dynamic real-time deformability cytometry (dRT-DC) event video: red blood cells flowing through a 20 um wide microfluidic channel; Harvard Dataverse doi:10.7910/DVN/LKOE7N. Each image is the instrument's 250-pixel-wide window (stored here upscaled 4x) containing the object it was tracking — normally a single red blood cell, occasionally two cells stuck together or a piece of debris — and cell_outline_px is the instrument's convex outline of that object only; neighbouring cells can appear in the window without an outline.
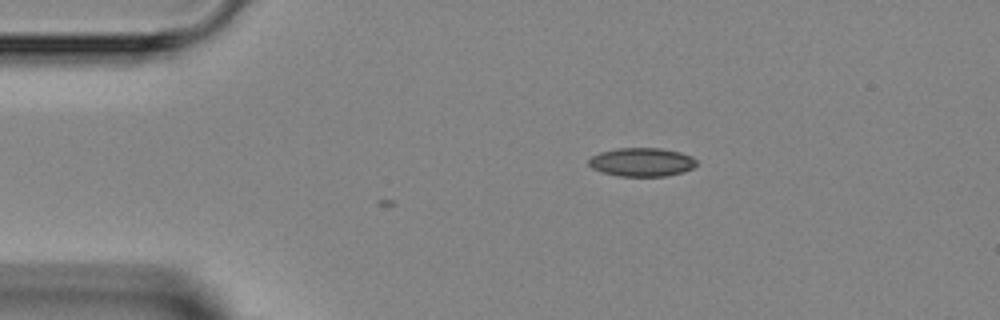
{"species": "Egyptian fruit bat (a non-hibernating species)", "species_latin": "Rousettus aegyptiacus", "temperature_condition": "room temperature", "stored_images_in_passage": 3, "camera_frame_rate_fps": 3000, "um_per_image_px": 0.085, "animal": {"sex": "female"}, "frame": {"image": 1, "passage_image": 3, "time_ms": 2.333, "image_size_px": [1000, 320], "cell_outline_px": [[696, 164], [692, 168], [684, 172], [664, 176], [620, 176], [604, 172], [592, 168], [588, 164], [588, 160], [592, 156], [600, 152], [616, 148], [660, 148], [680, 152], [692, 156], [696, 160]], "centroid_in_image_um": [54.55, 13.77], "position_along_channel_um": 30.4, "area_um2": 17.92}}